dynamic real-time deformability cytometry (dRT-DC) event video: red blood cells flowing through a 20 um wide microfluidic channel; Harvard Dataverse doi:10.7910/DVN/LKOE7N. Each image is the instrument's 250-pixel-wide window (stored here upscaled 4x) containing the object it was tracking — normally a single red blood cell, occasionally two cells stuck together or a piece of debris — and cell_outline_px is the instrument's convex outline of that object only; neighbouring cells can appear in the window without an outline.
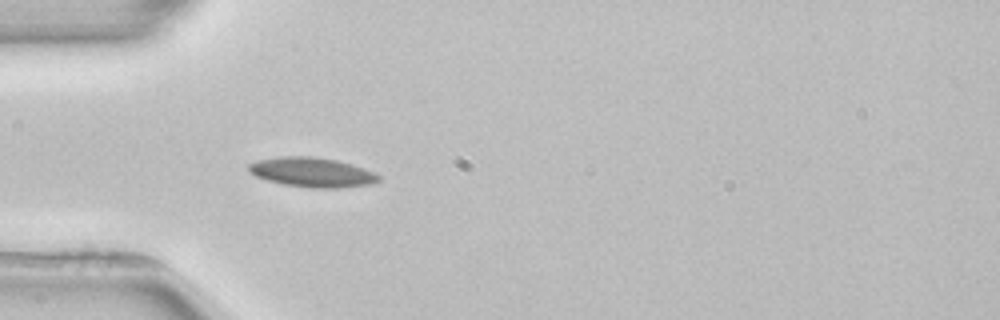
{"species": "common noctule bat (a hibernating species)", "species_latin": "Nyctalus noctula", "temperature_condition": "room temperature", "stored_images_in_passage": 4, "camera_frame_rate_fps": 3000, "um_per_image_px": 0.085, "animal": {"sex": "female", "body_mass_g": 22.7, "forearm_length_mm": 54.2}, "frame": {"image": 1, "passage_image": 4, "time_ms": 4.333, "image_size_px": [1000, 320], "cell_outline_px": [[380, 180], [372, 184], [340, 188], [312, 188], [284, 184], [268, 180], [256, 176], [248, 172], [248, 164], [256, 160], [280, 156], [312, 156], [336, 160], [352, 164], [364, 168], [380, 176]], "centroid_in_image_um": [26.51, 14.64], "position_along_channel_um": 58.5, "area_um2": 22.48}}